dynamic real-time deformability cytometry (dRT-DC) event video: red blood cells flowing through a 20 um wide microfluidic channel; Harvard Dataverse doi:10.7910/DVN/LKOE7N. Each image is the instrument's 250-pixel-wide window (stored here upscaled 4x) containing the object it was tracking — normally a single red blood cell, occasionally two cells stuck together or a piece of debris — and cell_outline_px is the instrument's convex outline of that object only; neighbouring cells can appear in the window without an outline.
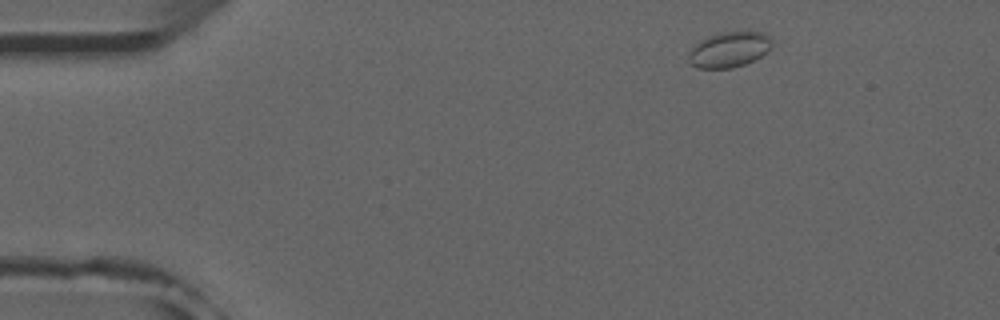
{"species": "common noctule bat (a hibernating species)", "species_latin": "Nyctalus noctula", "temperature_condition": "room temperature", "stored_images_in_passage": 47, "camera_frame_rate_fps": 3000, "um_per_image_px": 0.085, "animal": {"sex": "male", "forearm_length_mm": 52.5}, "frame": {"image": 1, "passage_image": 2, "time_ms": 0.333, "image_size_px": [1000, 320], "cell_outline_px": [[772, 44], [768, 52], [744, 64], [732, 68], [696, 68], [688, 60], [692, 48], [700, 40], [708, 36], [720, 32], [764, 32], [772, 36]], "centroid_in_image_um": [62.01, 4.2], "position_along_channel_um": 23.0, "area_um2": 17.17}}
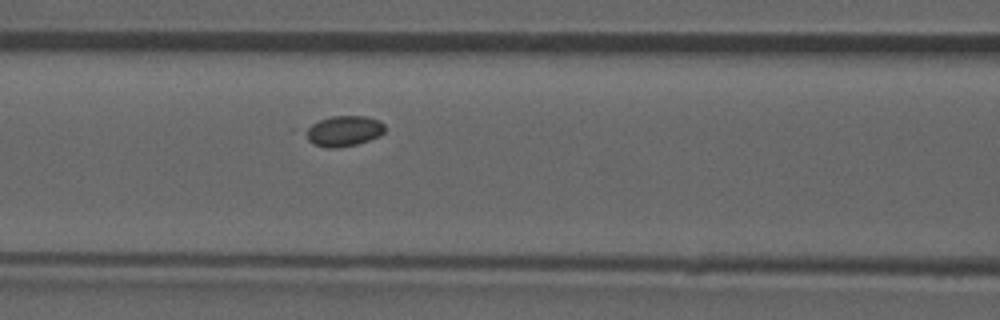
{"frame": {"image": 2, "passage_image": 17, "time_ms": 5.333, "image_size_px": [1000, 320], "cell_outline_px": [[384, 132], [380, 136], [356, 144], [336, 148], [328, 148], [312, 144], [300, 132], [304, 128], [320, 120], [332, 116], [364, 116], [380, 120], [384, 124]], "centroid_in_image_um": [29.16, 11.14], "position_along_channel_um": 137.4, "area_um2": 14.33}}
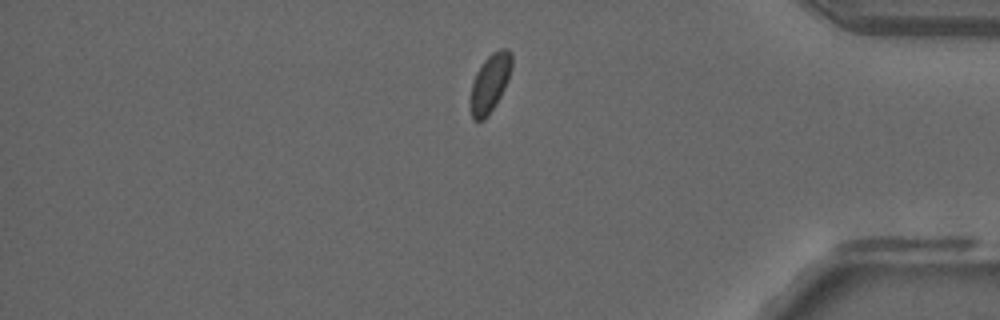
{"frame": {"image": 3, "passage_image": 39, "time_ms": 12.667, "image_size_px": [1000, 320], "cell_outline_px": [[512, 68], [508, 80], [500, 96], [488, 116], [484, 120], [472, 120], [468, 104], [468, 100], [472, 84], [476, 72], [484, 60], [492, 52], [500, 48], [508, 48], [512, 52]], "centroid_in_image_um": [41.62, 7.07], "position_along_channel_um": 393.6, "area_um2": 14.39}}